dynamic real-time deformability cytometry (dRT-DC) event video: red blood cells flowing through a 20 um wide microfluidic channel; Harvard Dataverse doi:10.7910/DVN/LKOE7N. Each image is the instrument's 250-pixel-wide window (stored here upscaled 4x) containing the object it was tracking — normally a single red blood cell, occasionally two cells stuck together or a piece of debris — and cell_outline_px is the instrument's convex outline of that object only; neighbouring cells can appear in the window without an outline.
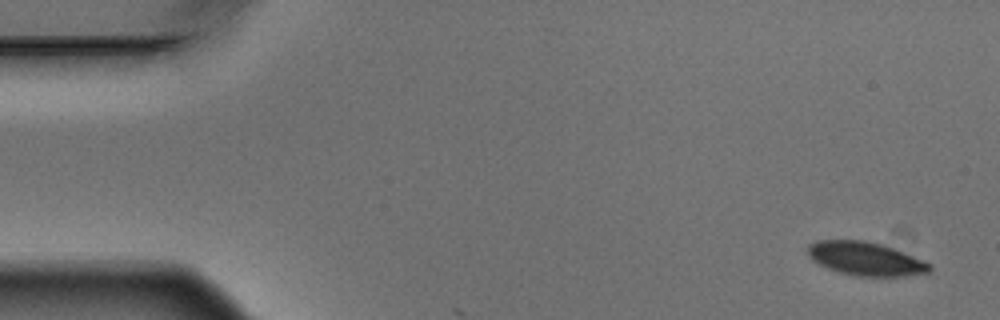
{"species": "Egyptian fruit bat (a non-hibernating species)", "species_latin": "Rousettus aegyptiacus", "temperature_condition": "warm", "stored_images_in_passage": 5, "camera_frame_rate_fps": 3000, "um_per_image_px": 0.085, "animal": {"sex": "male"}, "frame": {"image": 1, "passage_image": 1, "time_ms": 0.0, "image_size_px": [1000, 320], "cell_outline_px": [[932, 268], [928, 272], [900, 276], [852, 276], [828, 268], [812, 260], [808, 256], [808, 244], [816, 240], [864, 240], [880, 244], [892, 248], [912, 256], [928, 264]], "centroid_in_image_um": [73.49, 21.98], "position_along_channel_um": 11.5, "area_um2": 23.41}}